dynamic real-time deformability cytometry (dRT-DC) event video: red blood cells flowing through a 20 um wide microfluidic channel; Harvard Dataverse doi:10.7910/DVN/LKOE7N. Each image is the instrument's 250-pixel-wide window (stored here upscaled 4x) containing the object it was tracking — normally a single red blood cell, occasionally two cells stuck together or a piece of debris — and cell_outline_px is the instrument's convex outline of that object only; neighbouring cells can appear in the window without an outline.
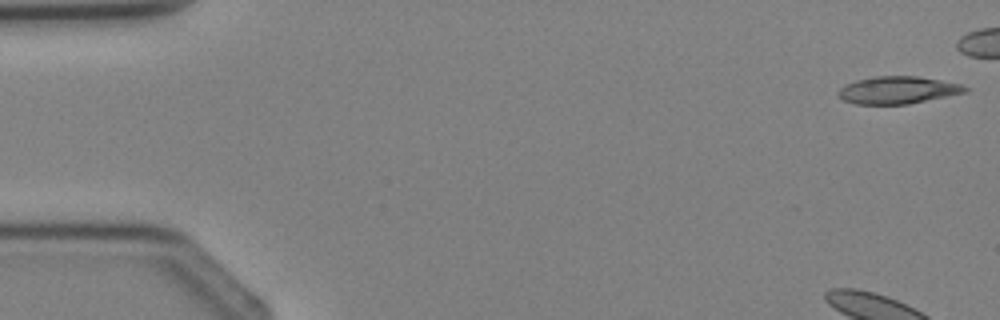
{"species": "Egyptian fruit bat (a non-hibernating species)", "species_latin": "Rousettus aegyptiacus", "temperature_condition": "cold", "stored_images_in_passage": 5, "camera_frame_rate_fps": 3000, "um_per_image_px": 0.085, "animal": {"sex": "female"}, "frame": {"image": 1, "passage_image": 1, "time_ms": 0.0, "image_size_px": [1000, 320], "cell_outline_px": [[968, 92], [908, 104], [856, 104], [844, 100], [836, 92], [840, 88], [856, 80], [876, 76], [916, 76], [940, 80], [960, 84], [968, 88]], "centroid_in_image_um": [76.32, 7.66], "position_along_channel_um": 8.7, "area_um2": 20.06}}